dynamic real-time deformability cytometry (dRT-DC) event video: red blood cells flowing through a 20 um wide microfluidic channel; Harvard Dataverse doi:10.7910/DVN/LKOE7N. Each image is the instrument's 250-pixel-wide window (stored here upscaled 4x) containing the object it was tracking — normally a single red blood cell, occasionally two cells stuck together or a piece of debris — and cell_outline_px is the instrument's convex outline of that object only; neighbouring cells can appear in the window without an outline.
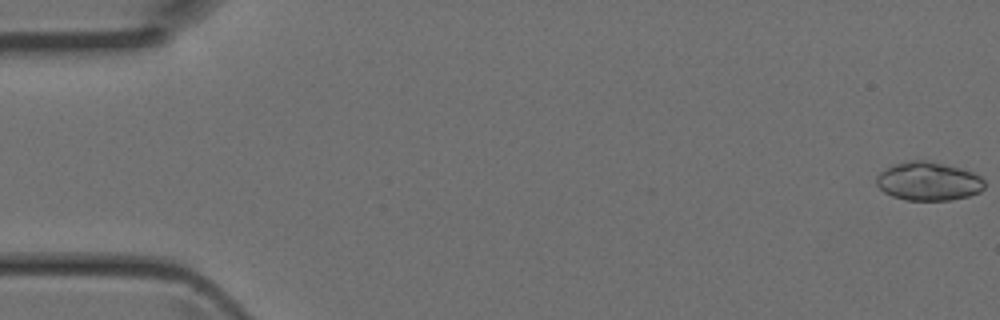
{"species": "Egyptian fruit bat (a non-hibernating species)", "species_latin": "Rousettus aegyptiacus", "temperature_condition": "room temperature", "stored_images_in_passage": 4, "camera_frame_rate_fps": 3000, "um_per_image_px": 0.085, "animal": {"sex": "female"}, "frame": {"image": 1, "passage_image": 1, "time_ms": 0.0, "image_size_px": [1000, 320], "cell_outline_px": [[984, 188], [980, 192], [968, 196], [948, 200], [904, 200], [892, 196], [884, 192], [876, 184], [876, 176], [880, 172], [896, 164], [912, 160], [924, 160], [944, 164], [960, 168], [972, 172], [980, 176], [984, 180]], "centroid_in_image_um": [78.92, 15.42], "position_along_channel_um": 6.1, "area_um2": 24.16}}
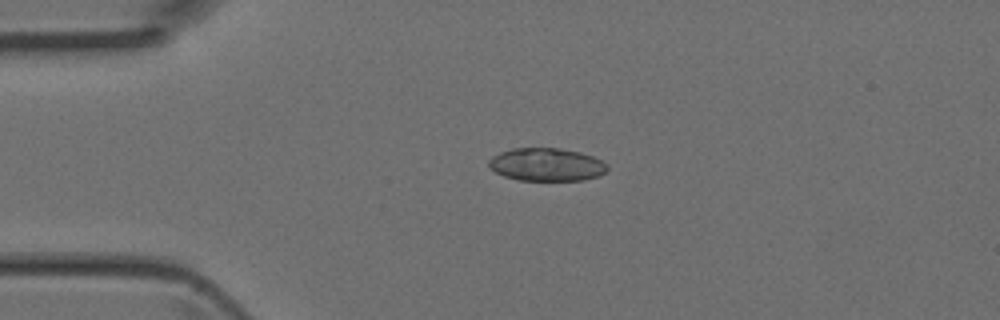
{"frame": {"image": 2, "passage_image": 3, "time_ms": 0.667, "image_size_px": [1000, 320], "cell_outline_px": [[608, 168], [604, 172], [596, 176], [584, 180], [520, 180], [504, 176], [496, 172], [488, 164], [488, 160], [492, 156], [500, 152], [512, 148], [560, 148], [580, 152], [592, 156], [608, 164]], "centroid_in_image_um": [46.45, 13.98], "position_along_channel_um": 38.6, "area_um2": 22.66}}
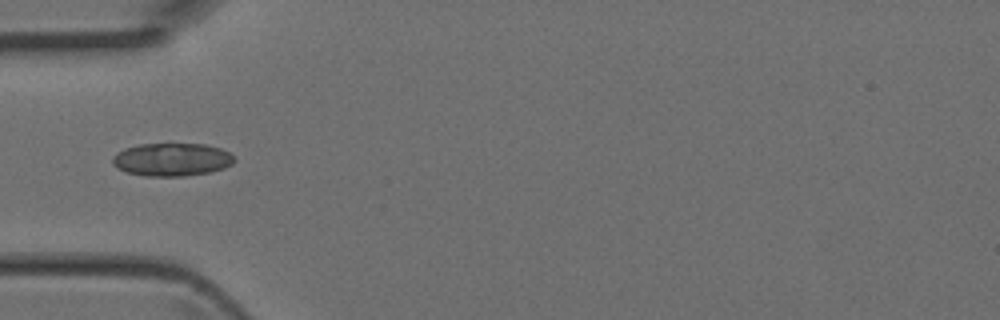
{"frame": {"image": 3, "passage_image": 4, "time_ms": 1.0, "image_size_px": [1000, 320], "cell_outline_px": [[236, 160], [232, 164], [224, 168], [212, 172], [184, 176], [144, 176], [128, 172], [116, 168], [112, 164], [112, 156], [116, 152], [124, 148], [140, 144], [204, 144], [220, 148], [228, 152]], "centroid_in_image_um": [14.58, 13.56], "position_along_channel_um": 70.4, "area_um2": 23.58}}